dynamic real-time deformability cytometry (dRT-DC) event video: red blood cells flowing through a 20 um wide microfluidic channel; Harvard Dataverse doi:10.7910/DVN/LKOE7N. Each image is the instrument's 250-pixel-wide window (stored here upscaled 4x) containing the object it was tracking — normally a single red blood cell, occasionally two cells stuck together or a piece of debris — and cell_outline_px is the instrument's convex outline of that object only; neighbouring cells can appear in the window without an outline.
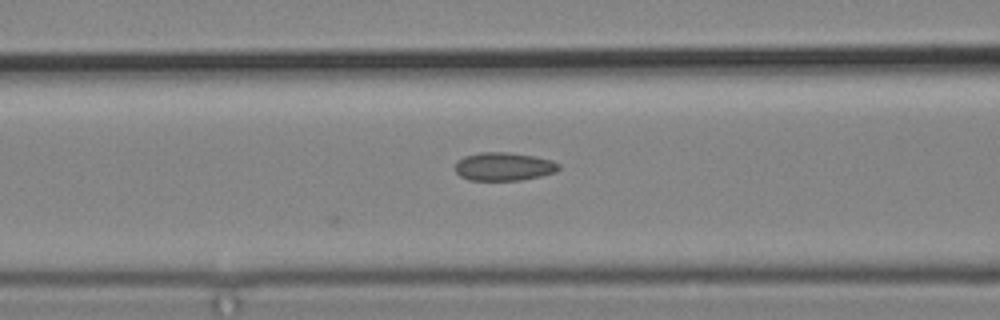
{"species": "common noctule bat (a hibernating species)", "species_latin": "Nyctalus noctula", "temperature_condition": "cold", "stored_images_in_passage": 5, "camera_frame_rate_fps": 3000, "um_per_image_px": 0.085, "animal": {"sex": "male", "body_mass_g": 19.2, "forearm_length_mm": 51.8}, "frame": {"image": 1, "passage_image": 5, "time_ms": 4.667, "image_size_px": [1000, 320], "cell_outline_px": [[560, 168], [556, 172], [540, 176], [520, 180], [468, 180], [460, 176], [456, 172], [456, 160], [464, 156], [480, 152], [508, 152], [536, 156], [552, 160], [560, 164]], "centroid_in_image_um": [42.83, 14.15], "position_along_channel_um": 123.8, "area_um2": 17.22}}